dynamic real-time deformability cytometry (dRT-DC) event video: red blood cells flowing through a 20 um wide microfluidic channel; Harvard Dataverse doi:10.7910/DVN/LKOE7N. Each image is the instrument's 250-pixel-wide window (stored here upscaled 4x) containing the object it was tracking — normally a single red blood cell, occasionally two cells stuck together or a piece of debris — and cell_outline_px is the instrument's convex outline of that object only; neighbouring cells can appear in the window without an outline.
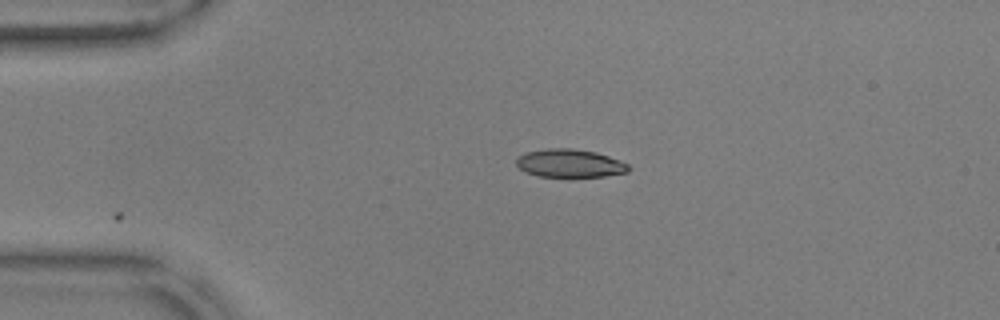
{"species": "common noctule bat (a hibernating species)", "species_latin": "Nyctalus noctula", "temperature_condition": "warm", "stored_images_in_passage": 19, "camera_frame_rate_fps": 3000, "um_per_image_px": 0.085, "animal": {"sex": "male", "body_mass_g": 17.9, "forearm_length_mm": 54.2}, "frame": {"image": 1, "passage_image": 1, "time_ms": 0.0, "image_size_px": [1000, 320], "cell_outline_px": [[632, 168], [628, 172], [604, 176], [568, 180], [536, 176], [524, 172], [516, 164], [516, 160], [524, 152], [548, 148], [572, 148], [596, 152], [620, 160], [628, 164]], "centroid_in_image_um": [48.43, 13.93], "position_along_channel_um": 36.6, "area_um2": 19.42}}
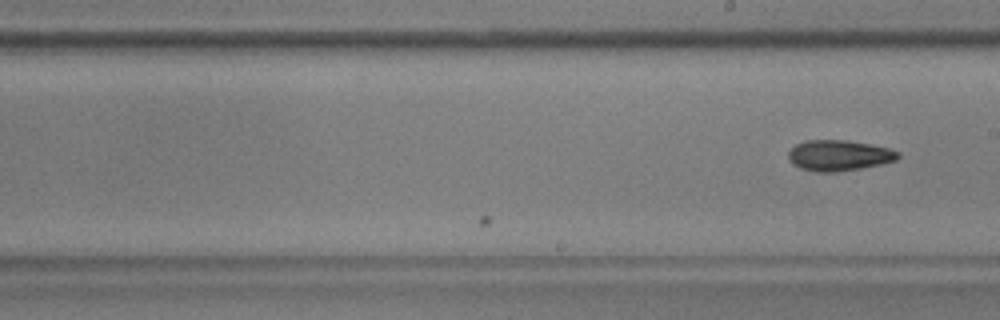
{"frame": {"image": 2, "passage_image": 19, "time_ms": 6.0, "image_size_px": [1000, 320], "cell_outline_px": [[900, 156], [896, 160], [880, 164], [860, 168], [836, 172], [816, 172], [800, 168], [792, 164], [788, 160], [788, 152], [796, 144], [804, 140], [848, 140], [888, 148], [900, 152]], "centroid_in_image_um": [71.27, 13.21], "position_along_channel_um": 217.7, "area_um2": 19.65}}